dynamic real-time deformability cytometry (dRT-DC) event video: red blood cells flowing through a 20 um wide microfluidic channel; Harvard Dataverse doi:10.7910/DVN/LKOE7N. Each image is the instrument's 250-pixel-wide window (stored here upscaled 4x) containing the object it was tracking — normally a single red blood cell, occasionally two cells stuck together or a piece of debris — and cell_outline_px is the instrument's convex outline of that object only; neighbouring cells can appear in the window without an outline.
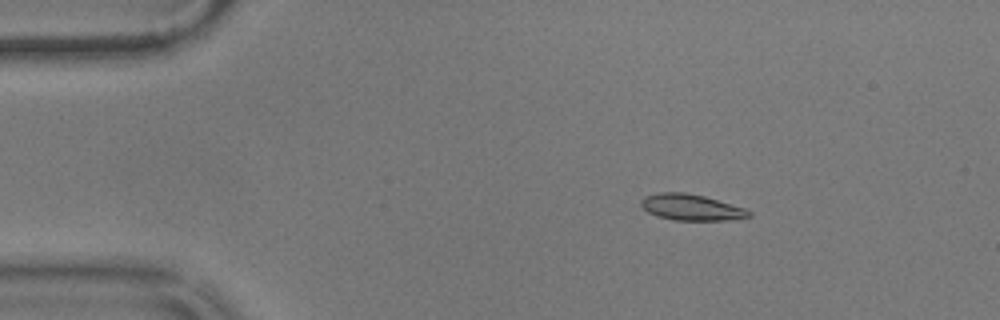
{"species": "common noctule bat (a hibernating species)", "species_latin": "Nyctalus noctula", "temperature_condition": "warm", "stored_images_in_passage": 50, "camera_frame_rate_fps": 3000, "um_per_image_px": 0.085, "animal": {"sex": "male", "body_mass_g": 17.9}, "frame": {"image": 1, "passage_image": 3, "time_ms": 0.667, "image_size_px": [1000, 320], "cell_outline_px": [[752, 216], [736, 220], [672, 220], [656, 216], [648, 212], [640, 204], [640, 200], [644, 196], [660, 192], [684, 192], [704, 196], [744, 208], [752, 212]], "centroid_in_image_um": [58.75, 17.63], "position_along_channel_um": 26.2, "area_um2": 16.53}}
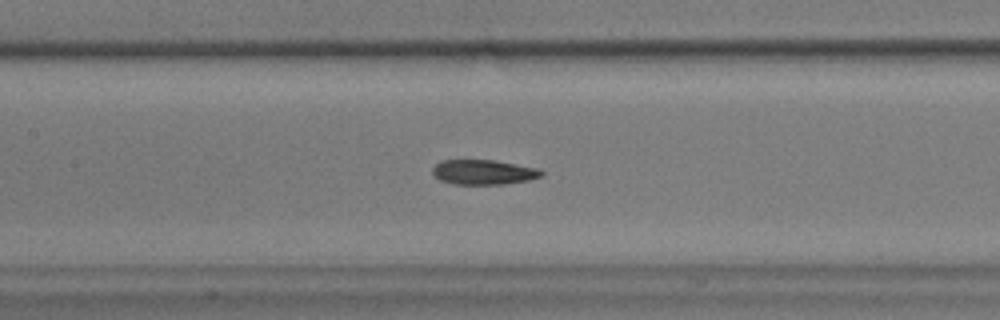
{"frame": {"image": 2, "passage_image": 20, "time_ms": 6.333, "image_size_px": [1000, 320], "cell_outline_px": [[544, 176], [528, 180], [504, 184], [452, 184], [440, 180], [432, 172], [432, 168], [440, 160], [496, 160], [540, 168], [544, 172]], "centroid_in_image_um": [41.14, 14.62], "position_along_channel_um": 166.3, "area_um2": 15.95}}
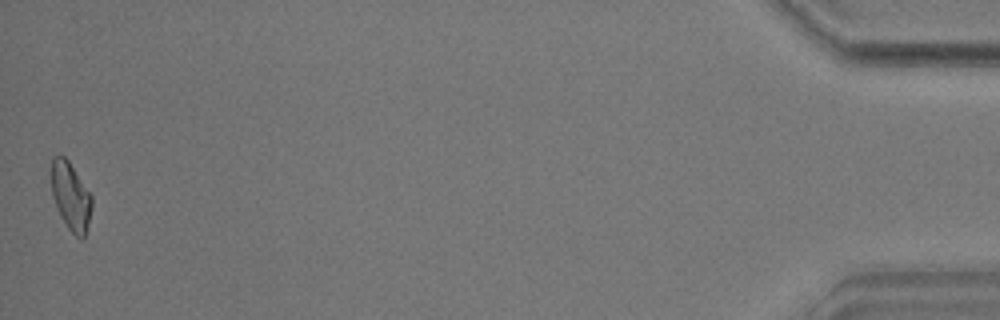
{"frame": {"image": 3, "passage_image": 50, "time_ms": 16.333, "image_size_px": [1000, 320], "cell_outline_px": [[92, 208], [88, 224], [84, 236], [80, 240], [68, 228], [60, 216], [52, 196], [52, 156], [64, 156], [68, 160], [92, 196]], "centroid_in_image_um": [6.02, 16.7], "position_along_channel_um": 429.2, "area_um2": 15.84}, "authors_computed_cell_mechanics": {"area_um2": 16.2129, "velocity_mm_per_s": 3.569, "shape_relaxation_time_tau1_ms": 5.887, "shape_relaxation_time_tau2_ms": 3.5473, "deformation_change_tau1": 0.1668, "deformation_change_tau2": 0.0926}}